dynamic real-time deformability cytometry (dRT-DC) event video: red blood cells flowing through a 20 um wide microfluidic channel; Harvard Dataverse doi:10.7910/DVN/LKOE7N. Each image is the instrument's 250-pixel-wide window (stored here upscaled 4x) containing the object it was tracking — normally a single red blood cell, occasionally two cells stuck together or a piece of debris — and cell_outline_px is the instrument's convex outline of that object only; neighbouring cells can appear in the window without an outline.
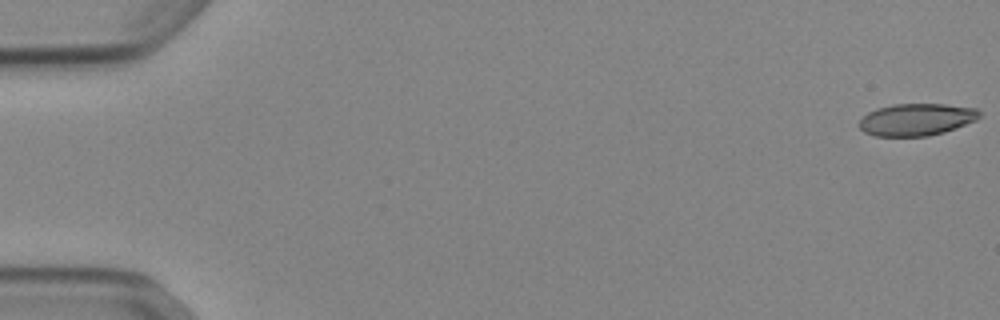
{"species": "Egyptian fruit bat (a non-hibernating species)", "species_latin": "Rousettus aegyptiacus", "temperature_condition": "cold", "stored_images_in_passage": 53, "camera_frame_rate_fps": 3000, "um_per_image_px": 0.085, "animal": {"sex": "female"}, "frame": {"image": 1, "passage_image": 1, "time_ms": 0.0, "image_size_px": [1000, 320], "cell_outline_px": [[980, 116], [976, 120], [944, 132], [928, 136], [876, 136], [864, 132], [860, 128], [860, 120], [868, 112], [876, 108], [892, 104], [944, 104], [976, 108], [980, 112]], "centroid_in_image_um": [77.89, 10.15], "position_along_channel_um": 7.1, "area_um2": 22.43}}
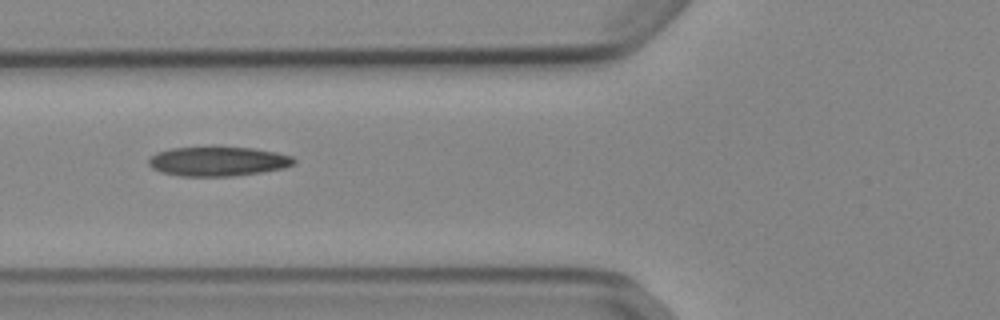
{"frame": {"image": 2, "passage_image": 21, "time_ms": 6.667, "image_size_px": [1000, 320], "cell_outline_px": [[296, 164], [284, 168], [260, 172], [232, 176], [180, 176], [160, 172], [152, 168], [148, 164], [148, 160], [156, 152], [172, 148], [252, 148], [276, 152], [292, 156], [296, 160]], "centroid_in_image_um": [18.53, 13.73], "position_along_channel_um": 107.3, "area_um2": 24.68}}
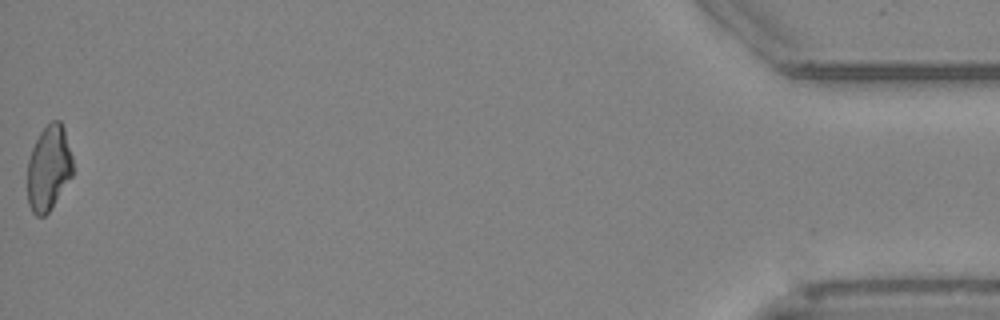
{"frame": {"image": 3, "passage_image": 53, "time_ms": 17.333, "image_size_px": [1000, 320], "cell_outline_px": [[72, 176], [52, 208], [44, 216], [36, 216], [32, 212], [28, 204], [28, 160], [32, 148], [40, 132], [52, 120], [60, 120], [64, 128], [72, 156]], "centroid_in_image_um": [4.14, 14.3], "position_along_channel_um": 431.1, "area_um2": 22.48}, "authors_computed_cell_mechanics": {"area_um2": 23.9292, "velocity_mm_per_s": 3.905, "shape_relaxation_time_tau1_ms": 8.56, "shape_relaxation_time_tau2_ms": 6.4058, "deformation_change_tau1": 0.1993, "deformation_change_tau2": 0.1543}}